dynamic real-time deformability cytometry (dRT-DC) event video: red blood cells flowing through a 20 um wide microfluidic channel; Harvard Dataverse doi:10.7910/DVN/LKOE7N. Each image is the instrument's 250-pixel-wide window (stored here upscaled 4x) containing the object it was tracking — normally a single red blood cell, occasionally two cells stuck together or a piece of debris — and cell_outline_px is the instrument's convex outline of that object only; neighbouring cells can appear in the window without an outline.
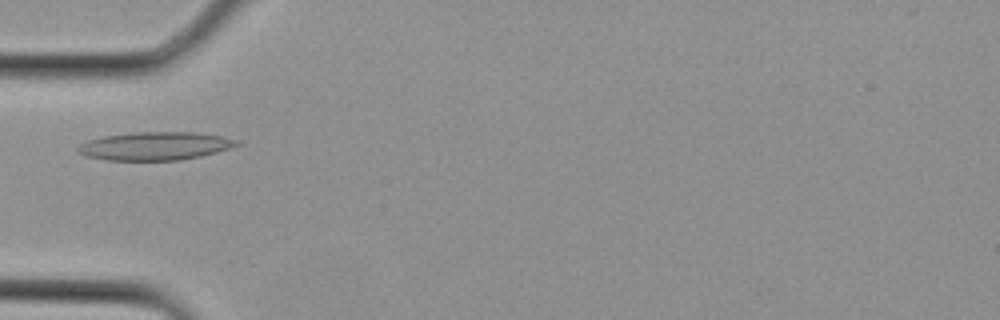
{"species": "Egyptian fruit bat (a non-hibernating species)", "species_latin": "Rousettus aegyptiacus", "temperature_condition": "cold", "stored_images_in_passage": 3, "camera_frame_rate_fps": 3000, "um_per_image_px": 0.085, "animal": {"sex": "female"}, "frame": {"image": 1, "passage_image": 3, "time_ms": 0.667, "image_size_px": [1000, 320], "cell_outline_px": [[240, 144], [216, 152], [200, 156], [180, 160], [104, 160], [88, 156], [76, 152], [76, 148], [80, 144], [88, 140], [104, 136], [132, 132], [196, 132], [220, 136], [240, 140]], "centroid_in_image_um": [13.16, 12.41], "position_along_channel_um": 71.8, "area_um2": 26.07}}